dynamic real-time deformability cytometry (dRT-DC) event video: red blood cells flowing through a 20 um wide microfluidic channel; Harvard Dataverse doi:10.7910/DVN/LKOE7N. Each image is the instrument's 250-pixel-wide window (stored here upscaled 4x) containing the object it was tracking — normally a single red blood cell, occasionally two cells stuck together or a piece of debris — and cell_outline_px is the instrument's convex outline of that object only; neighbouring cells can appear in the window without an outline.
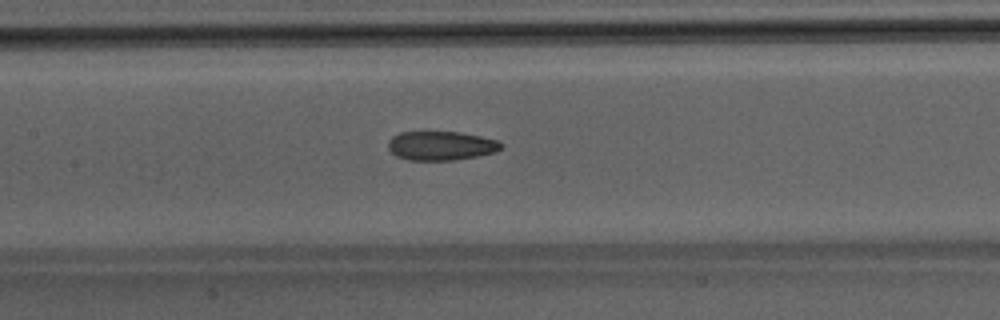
{"species": "Egyptian fruit bat (a non-hibernating species)", "species_latin": "Rousettus aegyptiacus", "temperature_condition": "room temperature", "stored_images_in_passage": 47, "camera_frame_rate_fps": 3000, "um_per_image_px": 0.085, "animal": {"sex": "male"}, "frame": {"image": 1, "passage_image": 24, "time_ms": 7.667, "image_size_px": [1000, 320], "cell_outline_px": [[504, 148], [496, 152], [456, 160], [408, 160], [396, 156], [388, 148], [388, 140], [392, 136], [400, 132], [460, 132], [480, 136], [496, 140], [504, 144]], "centroid_in_image_um": [37.5, 12.39], "position_along_channel_um": 169.9, "area_um2": 19.25}}
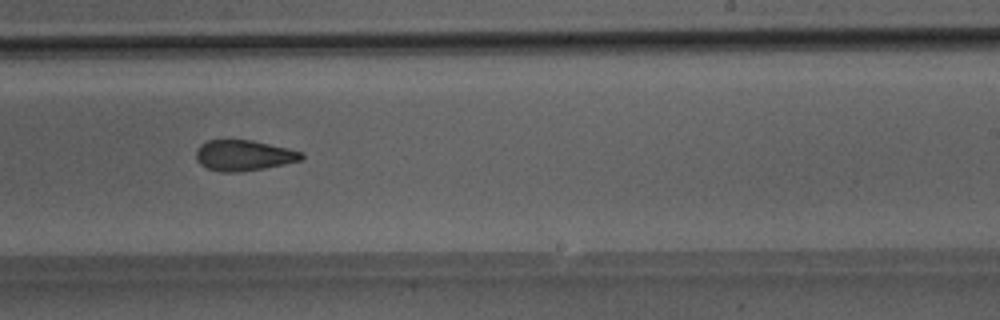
{"frame": {"image": 2, "passage_image": 31, "time_ms": 10.0, "image_size_px": [1000, 320], "cell_outline_px": [[304, 160], [264, 168], [240, 172], [220, 172], [208, 168], [200, 164], [196, 160], [196, 152], [200, 144], [208, 140], [252, 140], [288, 148], [304, 152]], "centroid_in_image_um": [20.74, 13.21], "position_along_channel_um": 268.3, "area_um2": 18.96}}
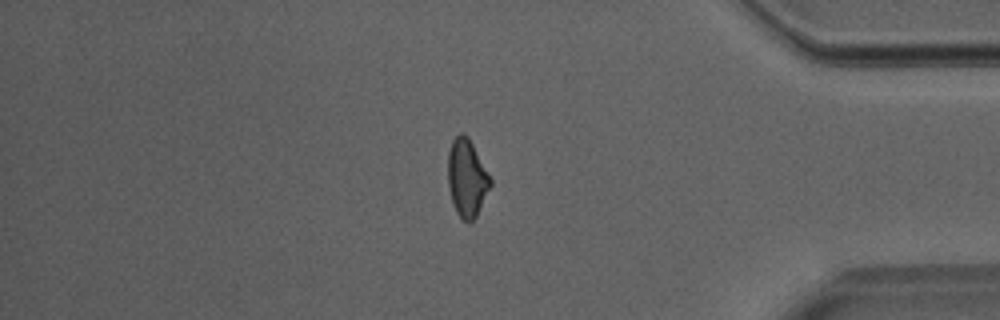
{"frame": {"image": 3, "passage_image": 42, "time_ms": 13.667, "image_size_px": [1000, 320], "cell_outline_px": [[492, 184], [476, 216], [468, 224], [456, 212], [452, 204], [448, 184], [448, 152], [452, 140], [460, 132], [464, 132], [468, 136], [492, 180]], "centroid_in_image_um": [39.67, 15.12], "position_along_channel_um": 395.5, "area_um2": 19.19}}